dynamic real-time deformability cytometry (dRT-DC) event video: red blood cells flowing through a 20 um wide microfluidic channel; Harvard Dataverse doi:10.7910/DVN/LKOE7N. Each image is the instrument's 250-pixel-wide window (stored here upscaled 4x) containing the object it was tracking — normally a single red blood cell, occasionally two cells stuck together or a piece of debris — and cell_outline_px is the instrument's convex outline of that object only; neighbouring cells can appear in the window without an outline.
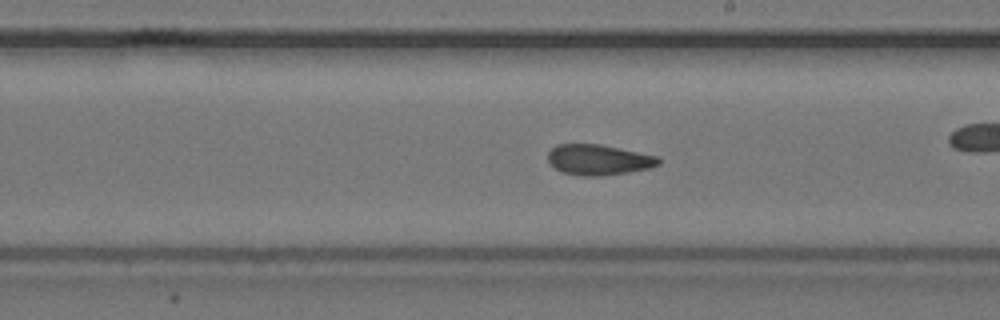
{"species": "common noctule bat (a hibernating species)", "species_latin": "Nyctalus noctula", "temperature_condition": "cold", "stored_images_in_passage": 56, "camera_frame_rate_fps": 3000, "um_per_image_px": 0.085, "animal": {"sex": "female", "body_mass_g": 24.6, "forearm_length_mm": 56.2}, "frame": {"image": 1, "passage_image": 32, "time_ms": 10.333, "image_size_px": [1000, 320], "cell_outline_px": [[660, 164], [652, 168], [628, 172], [600, 176], [580, 176], [560, 172], [548, 160], [548, 152], [556, 144], [600, 144], [660, 156]], "centroid_in_image_um": [50.91, 13.58], "position_along_channel_um": 238.1, "area_um2": 19.88}, "authors_computed_cell_mechanics": {"area_um2": 20.2878, "velocity_mm_per_s": 3.7107, "shape_relaxation_time_tau1_ms": null, "shape_relaxation_time_tau2_ms": 2.8129, "deformation_change_tau1": null, "deformation_change_tau2": 0.0943}}